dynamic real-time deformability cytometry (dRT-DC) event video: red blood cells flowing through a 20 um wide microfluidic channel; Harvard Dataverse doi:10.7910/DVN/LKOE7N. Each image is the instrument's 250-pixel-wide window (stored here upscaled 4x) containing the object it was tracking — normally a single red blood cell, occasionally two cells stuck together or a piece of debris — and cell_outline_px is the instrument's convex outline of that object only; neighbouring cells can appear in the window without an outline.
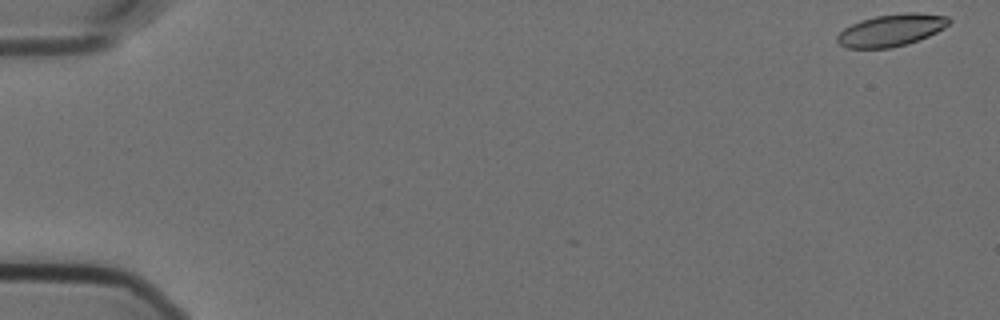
{"species": "Egyptian fruit bat (a non-hibernating species)", "species_latin": "Rousettus aegyptiacus", "temperature_condition": "cold", "stored_images_in_passage": 8, "camera_frame_rate_fps": 3000, "um_per_image_px": 0.085, "animal": {"sex": "female"}, "frame": {"image": 1, "passage_image": 1, "time_ms": 0.0, "image_size_px": [1000, 320], "cell_outline_px": [[952, 20], [944, 28], [928, 36], [908, 44], [892, 48], [848, 48], [840, 44], [836, 40], [836, 36], [844, 28], [860, 20], [876, 16], [904, 12], [920, 12], [948, 16]], "centroid_in_image_um": [75.77, 2.56], "position_along_channel_um": 9.2, "area_um2": 21.04}}